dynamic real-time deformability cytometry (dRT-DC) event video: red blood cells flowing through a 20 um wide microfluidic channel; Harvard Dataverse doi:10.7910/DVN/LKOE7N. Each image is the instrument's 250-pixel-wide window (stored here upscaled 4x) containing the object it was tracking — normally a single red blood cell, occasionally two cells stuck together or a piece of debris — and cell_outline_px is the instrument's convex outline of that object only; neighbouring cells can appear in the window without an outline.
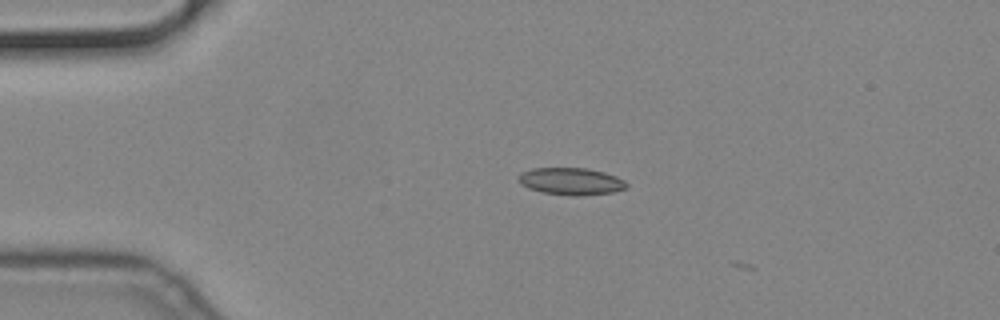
{"species": "common noctule bat (a hibernating species)", "species_latin": "Nyctalus noctula", "temperature_condition": "cold", "stored_images_in_passage": 4, "camera_frame_rate_fps": 3000, "um_per_image_px": 0.085, "animal": {"sex": "male", "body_mass_g": 19.2, "forearm_length_mm": 51.8}, "frame": {"image": 1, "passage_image": 3, "time_ms": 0.667, "image_size_px": [1000, 320], "cell_outline_px": [[628, 188], [612, 192], [580, 196], [576, 196], [544, 192], [528, 188], [520, 184], [516, 176], [520, 172], [532, 168], [588, 168], [604, 172], [616, 176], [624, 180], [628, 184]], "centroid_in_image_um": [48.52, 15.4], "position_along_channel_um": 36.5, "area_um2": 17.22}}